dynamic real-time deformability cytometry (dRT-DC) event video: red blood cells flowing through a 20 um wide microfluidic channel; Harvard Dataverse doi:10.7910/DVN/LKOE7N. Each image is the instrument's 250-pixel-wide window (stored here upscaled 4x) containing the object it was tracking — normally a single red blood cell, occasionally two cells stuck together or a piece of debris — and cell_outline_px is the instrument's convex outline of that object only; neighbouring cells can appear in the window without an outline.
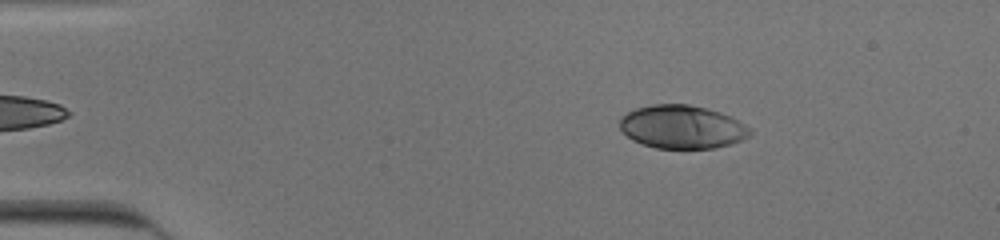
{"species": "human", "species_latin": "Homo sapiens", "temperature_condition": "cold", "stored_images_in_passage": 46, "camera_frame_rate_fps": 3000, "um_per_image_px": 0.085, "donor": {"sex": "male"}, "frame": {"image": 1, "passage_image": 3, "time_ms": 0.667, "image_size_px": [1000, 240], "cell_outline_px": [[752, 132], [748, 136], [732, 144], [712, 148], [656, 148], [632, 140], [620, 128], [620, 116], [636, 108], [652, 104], [688, 104], [708, 108], [720, 112], [752, 128]], "centroid_in_image_um": [57.97, 10.78], "position_along_channel_um": 27.0, "area_um2": 32.77}}
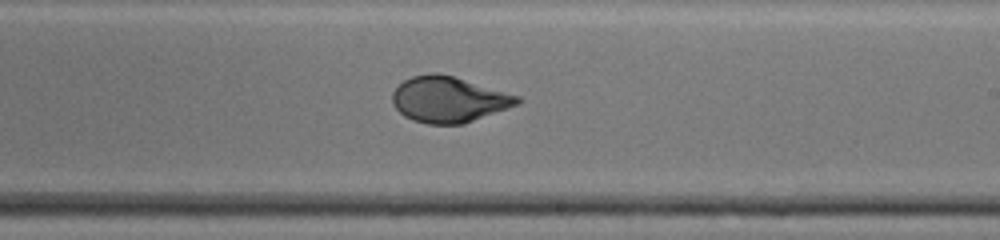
{"frame": {"image": 2, "passage_image": 26, "time_ms": 8.333, "image_size_px": [1000, 240], "cell_outline_px": [[524, 100], [520, 104], [464, 124], [428, 124], [412, 120], [404, 116], [392, 104], [392, 92], [404, 80], [412, 76], [432, 72], [436, 72], [452, 76], [520, 96]], "centroid_in_image_um": [38.15, 8.46], "position_along_channel_um": 250.8, "area_um2": 33.41}}
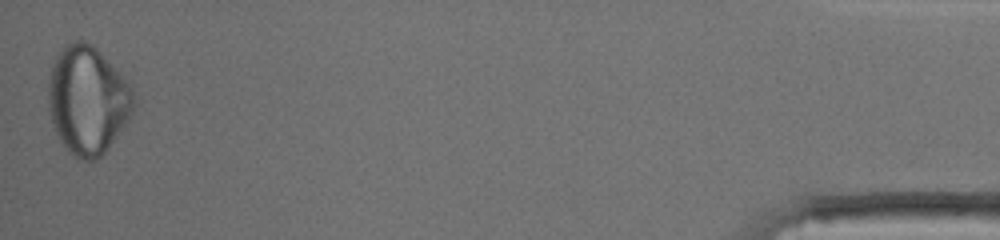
{"frame": {"image": 3, "passage_image": 46, "time_ms": 15.0, "image_size_px": [1000, 240], "cell_outline_px": [[136, 104], [128, 120], [104, 152], [96, 160], [84, 160], [68, 152], [60, 140], [56, 132], [48, 112], [48, 80], [52, 64], [56, 56], [64, 44], [72, 40], [84, 40], [92, 44], [132, 84], [136, 100]], "centroid_in_image_um": [7.45, 8.47], "position_along_channel_um": 427.8, "area_um2": 54.22}, "authors_computed_cell_mechanics": {"area_um2": 33.235, "velocity_mm_per_s": 3.9327, "shape_relaxation_time_tau1_ms": 6.4531, "shape_relaxation_time_tau2_ms": null, "deformation_change_tau1": 0.2376, "deformation_change_tau2": null}}